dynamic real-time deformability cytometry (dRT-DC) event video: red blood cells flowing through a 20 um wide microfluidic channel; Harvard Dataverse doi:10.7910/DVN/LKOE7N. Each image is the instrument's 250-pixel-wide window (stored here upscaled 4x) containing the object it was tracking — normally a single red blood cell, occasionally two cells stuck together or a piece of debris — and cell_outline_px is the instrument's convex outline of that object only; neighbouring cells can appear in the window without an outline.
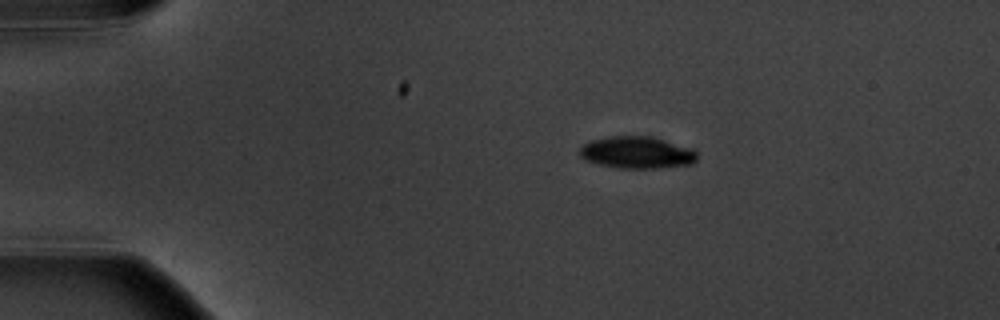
{"species": "common noctule bat (a hibernating species)", "species_latin": "Nyctalus noctula", "temperature_condition": "warm", "stored_images_in_passage": 5, "camera_frame_rate_fps": 3000, "um_per_image_px": 0.085, "animal": {"sex": "male", "body_mass_g": 20.1, "forearm_length_mm": 53.5}, "frame": {"image": 1, "passage_image": 1, "time_ms": 0.0, "image_size_px": [1000, 320], "cell_outline_px": [[696, 160], [692, 164], [656, 168], [616, 168], [584, 160], [580, 156], [580, 144], [588, 140], [608, 136], [652, 136], [692, 148], [696, 152]], "centroid_in_image_um": [54.09, 12.95], "position_along_channel_um": 30.9, "area_um2": 22.14}}
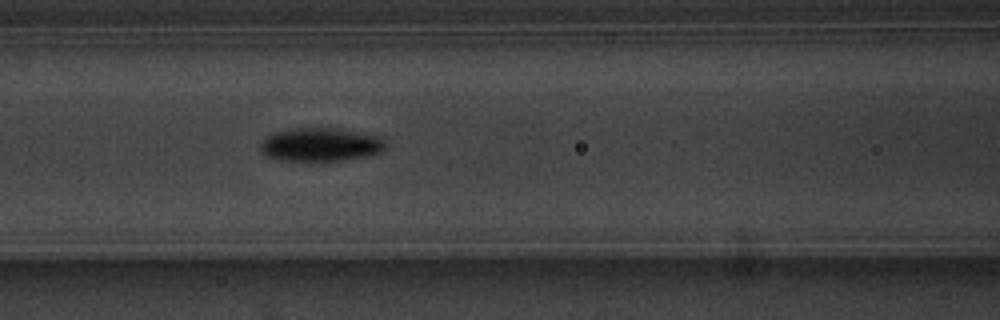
{"frame": {"image": 2, "passage_image": 5, "time_ms": 4.667, "image_size_px": [1000, 320], "cell_outline_px": [[388, 144], [384, 152], [368, 156], [348, 160], [284, 160], [264, 156], [260, 152], [260, 144], [268, 136], [276, 132], [292, 128], [336, 128], [384, 136]], "centroid_in_image_um": [27.35, 12.29], "position_along_channel_um": 139.3, "area_um2": 24.8}}